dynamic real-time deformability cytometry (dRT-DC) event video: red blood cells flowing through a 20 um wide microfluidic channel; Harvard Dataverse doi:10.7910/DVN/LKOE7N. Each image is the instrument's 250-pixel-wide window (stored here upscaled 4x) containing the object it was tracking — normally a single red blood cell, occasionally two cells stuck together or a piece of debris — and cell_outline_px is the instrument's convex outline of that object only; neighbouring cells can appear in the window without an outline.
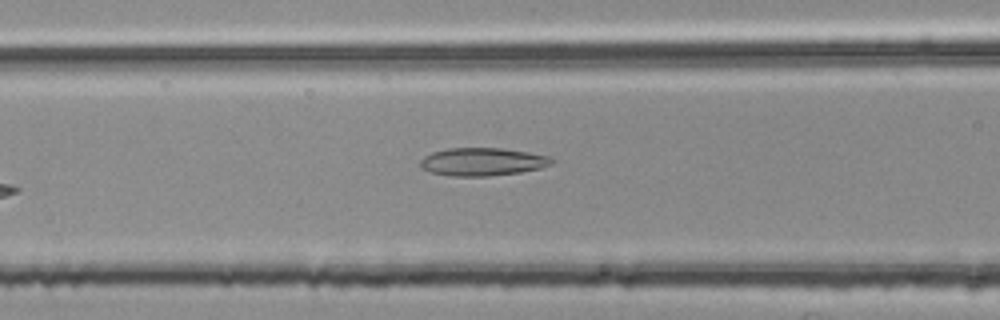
{"species": "common noctule bat (a hibernating species)", "species_latin": "Nyctalus noctula", "temperature_condition": "room temperature", "stored_images_in_passage": 26, "camera_frame_rate_fps": 3000, "um_per_image_px": 0.085, "animal": {"sex": "female", "body_mass_g": 25.1}, "frame": {"image": 1, "passage_image": 6, "time_ms": 1.667, "image_size_px": [1000, 320], "cell_outline_px": [[552, 164], [540, 168], [520, 172], [488, 176], [452, 176], [432, 172], [420, 168], [420, 160], [424, 156], [432, 152], [448, 148], [500, 148], [528, 152], [548, 156], [552, 160]], "centroid_in_image_um": [40.97, 13.75], "position_along_channel_um": 125.6, "area_um2": 21.27}}
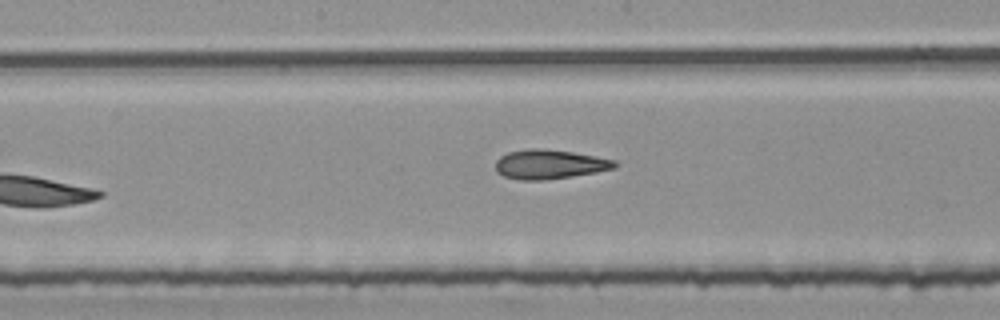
{"frame": {"image": 2, "passage_image": 12, "time_ms": 3.667, "image_size_px": [1000, 320], "cell_outline_px": [[616, 168], [596, 172], [572, 176], [540, 180], [520, 180], [504, 176], [496, 172], [496, 160], [500, 156], [508, 152], [532, 148], [544, 148], [572, 152], [596, 156], [616, 160]], "centroid_in_image_um": [46.7, 13.96], "position_along_channel_um": 201.5, "area_um2": 20.35}}
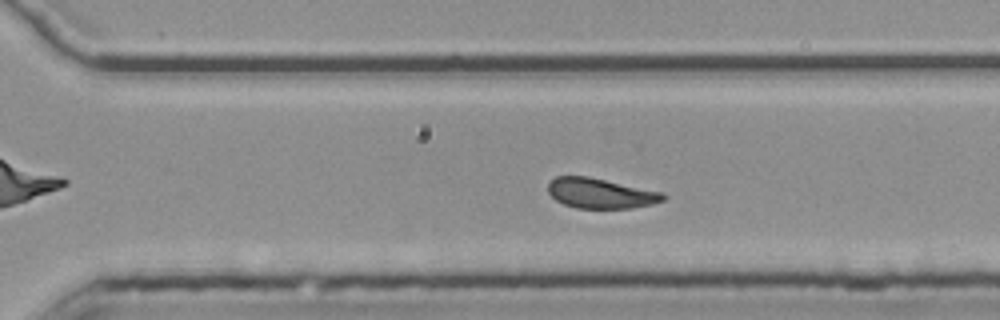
{"frame": {"image": 3, "passage_image": 18, "time_ms": 5.667, "image_size_px": [1000, 320], "cell_outline_px": [[668, 196], [664, 200], [652, 204], [632, 208], [576, 208], [564, 204], [556, 200], [548, 192], [548, 180], [556, 176], [588, 176], [664, 192]], "centroid_in_image_um": [51.06, 16.42], "position_along_channel_um": 319.5, "area_um2": 20.4}, "authors_computed_cell_mechanics": {"area_um2": 20.4323, "velocity_mm_per_s": 3.7849, "shape_relaxation_time_tau1_ms": null, "shape_relaxation_time_tau2_ms": 1.2209, "deformation_change_tau1": null, "deformation_change_tau2": 0.08}}